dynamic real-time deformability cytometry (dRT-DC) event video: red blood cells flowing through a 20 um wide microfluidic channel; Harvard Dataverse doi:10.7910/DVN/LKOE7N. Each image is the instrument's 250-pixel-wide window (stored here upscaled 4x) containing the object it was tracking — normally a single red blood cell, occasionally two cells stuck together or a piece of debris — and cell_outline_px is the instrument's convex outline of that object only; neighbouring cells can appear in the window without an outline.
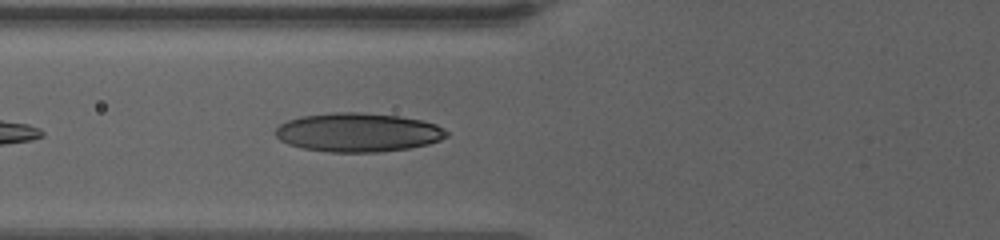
{"species": "human", "species_latin": "Homo sapiens", "temperature_condition": "warm", "stored_images_in_passage": 45, "camera_frame_rate_fps": 3000, "um_per_image_px": 0.085, "donor": {"sex": "female"}, "frame": {"image": 1, "passage_image": 6, "time_ms": 1.667, "image_size_px": [1000, 240], "cell_outline_px": [[448, 136], [440, 140], [428, 144], [408, 148], [380, 152], [328, 152], [304, 148], [288, 144], [280, 140], [272, 132], [280, 124], [288, 120], [300, 116], [332, 112], [360, 112], [400, 116], [420, 120], [436, 124], [444, 128], [448, 132]], "centroid_in_image_um": [30.41, 11.25], "position_along_channel_um": 95.4, "area_um2": 38.96}}
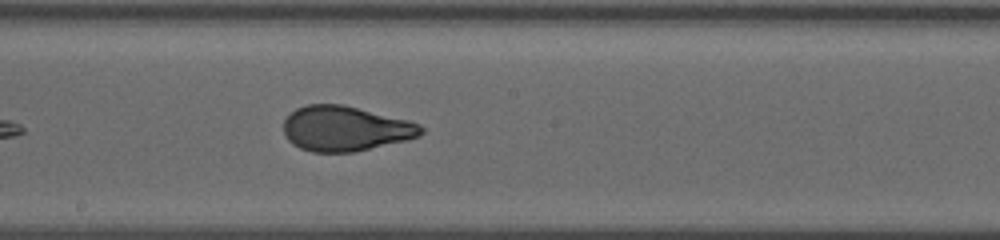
{"frame": {"image": 2, "passage_image": 19, "time_ms": 5.333, "image_size_px": [1000, 240], "cell_outline_px": [[424, 132], [420, 136], [408, 140], [352, 152], [312, 152], [300, 148], [292, 144], [284, 136], [284, 120], [296, 108], [308, 104], [340, 104], [408, 120], [420, 124], [424, 128]], "centroid_in_image_um": [29.35, 10.94], "position_along_channel_um": 218.9, "area_um2": 36.01}}
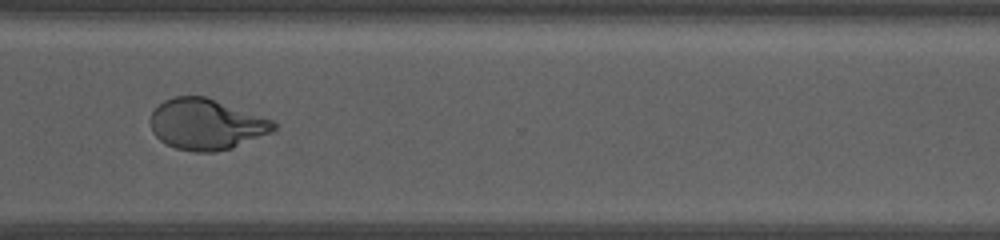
{"frame": {"image": 3, "passage_image": 36, "time_ms": 9.333, "image_size_px": [1000, 240], "cell_outline_px": [[276, 128], [272, 132], [232, 148], [212, 152], [196, 152], [176, 148], [160, 140], [152, 132], [148, 120], [152, 112], [164, 100], [176, 96], [204, 96], [272, 120], [276, 124]], "centroid_in_image_um": [17.5, 10.57], "position_along_channel_um": 353.1, "area_um2": 36.24}, "authors_computed_cell_mechanics": {"area_um2": 36.414, "velocity_mm_per_s": 3.3602, "shape_relaxation_time_tau1_ms": 5.8037, "shape_relaxation_time_tau2_ms": 0.8672, "deformation_change_tau1": 0.2356, "deformation_change_tau2": 0.0645}}